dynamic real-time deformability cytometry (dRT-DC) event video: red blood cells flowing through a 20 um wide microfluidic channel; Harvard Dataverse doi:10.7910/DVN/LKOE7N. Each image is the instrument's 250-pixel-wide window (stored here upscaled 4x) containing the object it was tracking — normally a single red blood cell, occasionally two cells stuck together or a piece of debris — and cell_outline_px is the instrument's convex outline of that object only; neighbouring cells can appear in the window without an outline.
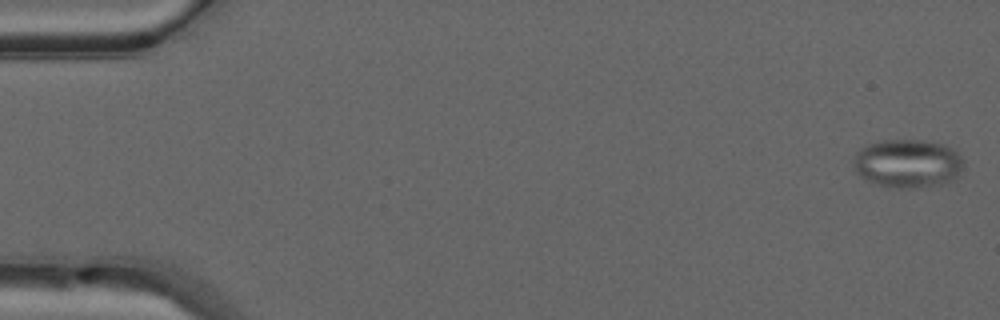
{"species": "common noctule bat (a hibernating species)", "species_latin": "Nyctalus noctula", "temperature_condition": "warm", "stored_images_in_passage": 50, "camera_frame_rate_fps": 3000, "um_per_image_px": 0.085, "animal": {"sex": "male", "forearm_length_mm": 52.5}, "frame": {"image": 1, "passage_image": 1, "time_ms": 0.0, "image_size_px": [1000, 320], "cell_outline_px": [[964, 168], [952, 180], [944, 184], [924, 188], [884, 188], [864, 180], [856, 172], [852, 164], [852, 160], [856, 152], [860, 148], [868, 144], [880, 140], [920, 140], [944, 144], [952, 148], [964, 160]], "centroid_in_image_um": [77.12, 13.92], "position_along_channel_um": 7.9, "area_um2": 31.96}}
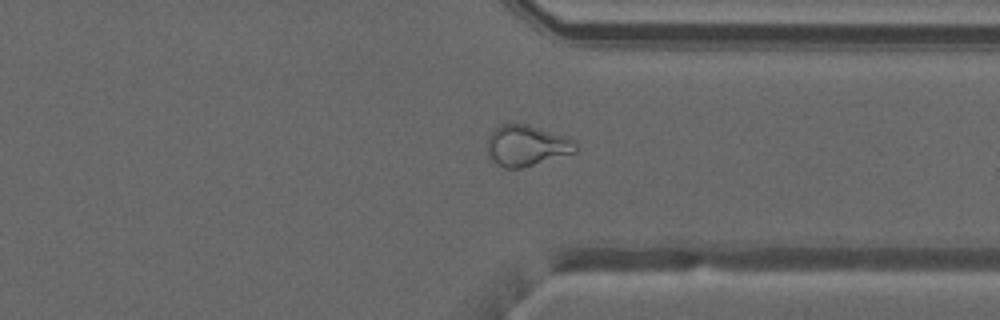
{"frame": {"image": 2, "passage_image": 38, "time_ms": 12.333, "image_size_px": [1000, 320], "cell_outline_px": [[576, 152], [520, 168], [504, 168], [496, 164], [488, 156], [488, 136], [500, 124], [528, 124], [568, 136], [576, 140]], "centroid_in_image_um": [44.78, 12.36], "position_along_channel_um": 366.6, "area_um2": 21.1}}
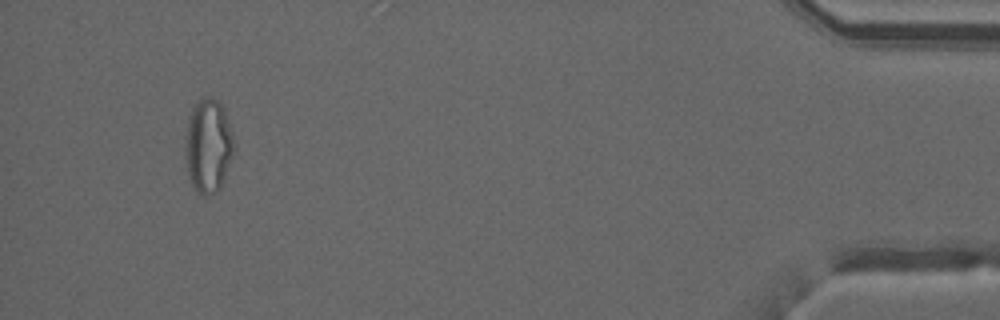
{"frame": {"image": 3, "passage_image": 47, "time_ms": 15.333, "image_size_px": [1000, 320], "cell_outline_px": [[236, 148], [220, 188], [204, 196], [196, 192], [188, 176], [184, 160], [184, 152], [188, 116], [196, 100], [208, 96], [212, 96], [224, 108], [232, 132]], "centroid_in_image_um": [17.68, 12.37], "position_along_channel_um": 417.5, "area_um2": 27.11}, "authors_computed_cell_mechanics": {"area_um2": 24.9118, "velocity_mm_per_s": 4.1067, "shape_relaxation_time_tau1_ms": null, "shape_relaxation_time_tau2_ms": 1.9683, "deformation_change_tau1": null, "deformation_change_tau2": 0.0878}}